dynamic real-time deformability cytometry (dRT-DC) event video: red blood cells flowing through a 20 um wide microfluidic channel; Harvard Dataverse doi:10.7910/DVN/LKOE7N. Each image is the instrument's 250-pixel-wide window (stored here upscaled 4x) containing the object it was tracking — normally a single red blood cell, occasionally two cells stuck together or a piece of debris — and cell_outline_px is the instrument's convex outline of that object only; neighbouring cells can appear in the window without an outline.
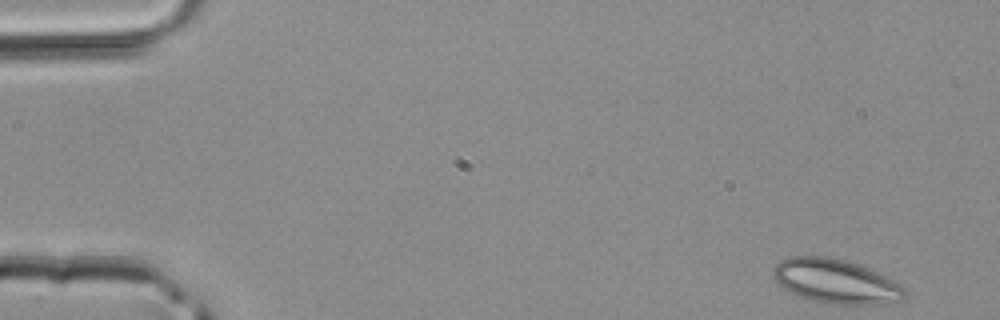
{"species": "common noctule bat (a hibernating species)", "species_latin": "Nyctalus noctula", "temperature_condition": "room temperature", "stored_images_in_passage": 44, "camera_frame_rate_fps": 3000, "um_per_image_px": 0.085, "animal": {"sex": "male", "body_mass_g": 20.4}, "frame": {"image": 1, "passage_image": 1, "time_ms": 0.0, "image_size_px": [1000, 320], "cell_outline_px": [[908, 292], [904, 300], [884, 304], [832, 304], [812, 300], [788, 292], [776, 280], [772, 272], [772, 268], [780, 260], [788, 256], [828, 256], [844, 260], [868, 268], [904, 284]], "centroid_in_image_um": [71.09, 23.91], "position_along_channel_um": 13.9, "area_um2": 34.28}}
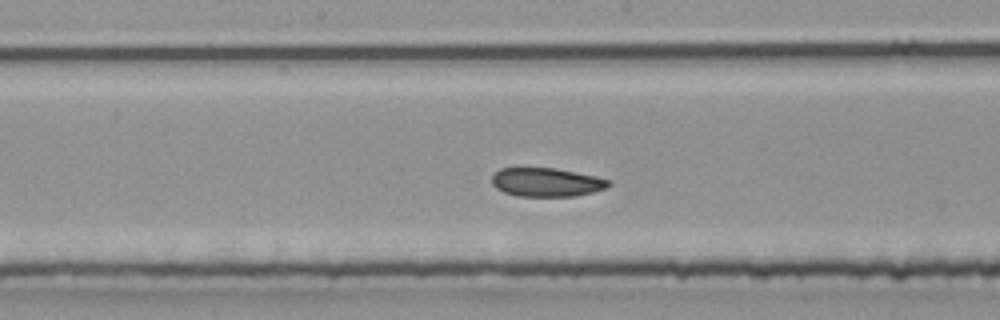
{"frame": {"image": 2, "passage_image": 22, "time_ms": 7.0, "image_size_px": [1000, 320], "cell_outline_px": [[612, 184], [604, 188], [592, 192], [576, 196], [516, 196], [504, 192], [496, 188], [492, 184], [492, 176], [500, 168], [556, 168], [596, 176], [608, 180]], "centroid_in_image_um": [46.43, 15.49], "position_along_channel_um": 201.8, "area_um2": 19.48}}
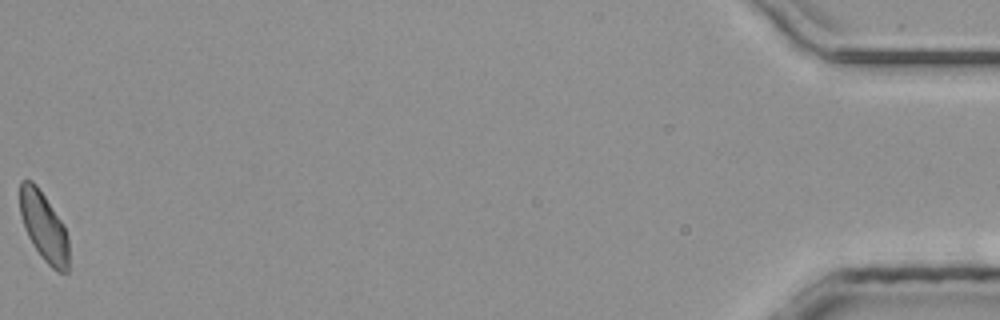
{"frame": {"image": 3, "passage_image": 44, "time_ms": 14.333, "image_size_px": [1000, 320], "cell_outline_px": [[68, 272], [56, 272], [40, 256], [32, 244], [24, 228], [20, 212], [20, 180], [32, 180], [36, 184], [64, 224], [68, 236]], "centroid_in_image_um": [3.73, 19.28], "position_along_channel_um": 431.5, "area_um2": 19.77}}